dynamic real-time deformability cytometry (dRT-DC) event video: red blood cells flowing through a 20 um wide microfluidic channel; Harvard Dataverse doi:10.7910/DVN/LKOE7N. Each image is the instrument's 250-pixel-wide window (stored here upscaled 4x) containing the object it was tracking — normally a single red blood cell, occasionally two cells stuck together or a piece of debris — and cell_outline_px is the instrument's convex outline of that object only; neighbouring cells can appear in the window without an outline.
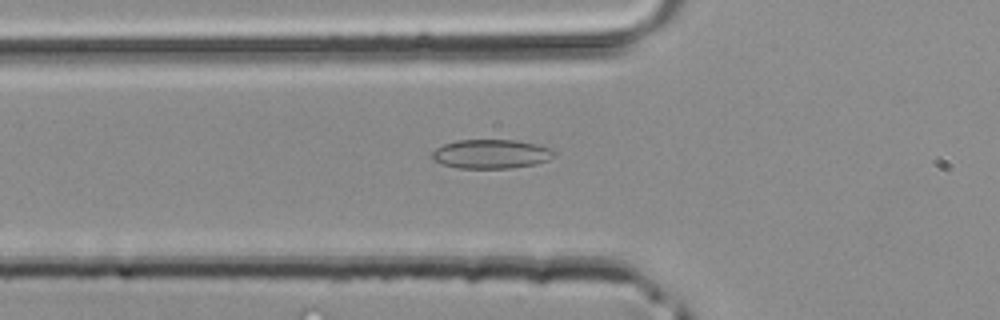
{"species": "common noctule bat (a hibernating species)", "species_latin": "Nyctalus noctula", "temperature_condition": "room temperature", "stored_images_in_passage": 33, "camera_frame_rate_fps": 3000, "um_per_image_px": 0.085, "animal": {"sex": "male", "body_mass_g": 20.4}, "frame": {"image": 1, "passage_image": 6, "time_ms": 1.667, "image_size_px": [1000, 320], "cell_outline_px": [[556, 152], [548, 160], [536, 164], [512, 168], [460, 168], [440, 164], [432, 160], [432, 152], [436, 148], [444, 144], [456, 140], [516, 140], [536, 144], [552, 148]], "centroid_in_image_um": [41.74, 13.09], "position_along_channel_um": 84.1, "area_um2": 20.81}}
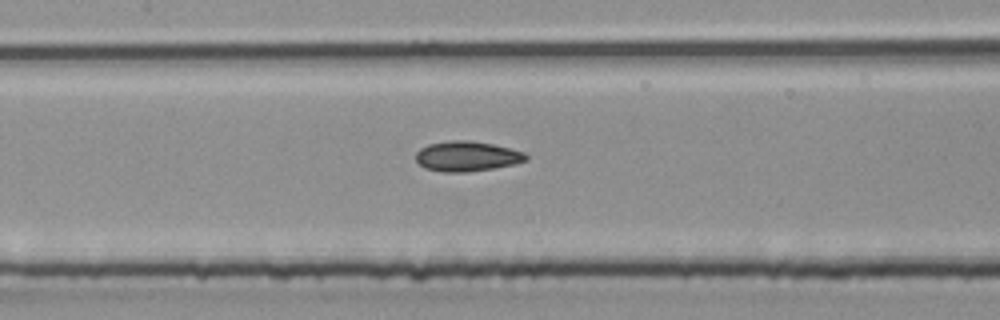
{"frame": {"image": 2, "passage_image": 11, "time_ms": 3.333, "image_size_px": [1000, 320], "cell_outline_px": [[528, 160], [516, 164], [468, 172], [440, 172], [424, 168], [416, 160], [416, 152], [420, 148], [428, 144], [452, 140], [472, 140], [492, 144], [524, 152], [528, 156]], "centroid_in_image_um": [39.68, 13.28], "position_along_channel_um": 167.7, "area_um2": 19.42}}
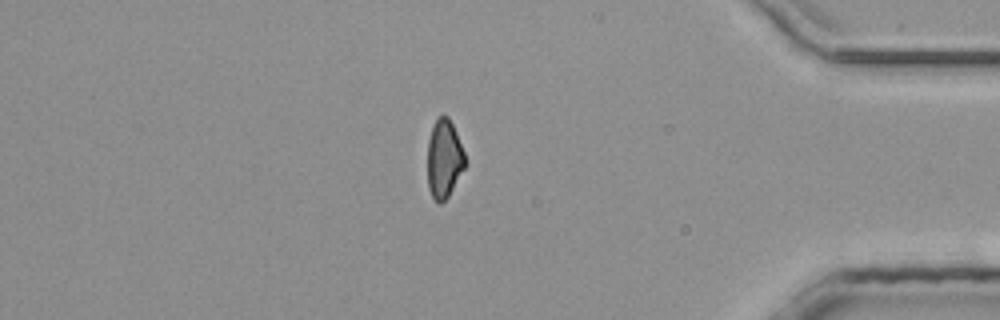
{"frame": {"image": 3, "passage_image": 27, "time_ms": 8.667, "image_size_px": [1000, 320], "cell_outline_px": [[464, 168], [448, 196], [440, 204], [432, 196], [428, 188], [428, 140], [432, 128], [436, 120], [440, 116], [448, 116], [456, 132], [464, 152]], "centroid_in_image_um": [37.73, 13.5], "position_along_channel_um": 397.5, "area_um2": 16.76}}